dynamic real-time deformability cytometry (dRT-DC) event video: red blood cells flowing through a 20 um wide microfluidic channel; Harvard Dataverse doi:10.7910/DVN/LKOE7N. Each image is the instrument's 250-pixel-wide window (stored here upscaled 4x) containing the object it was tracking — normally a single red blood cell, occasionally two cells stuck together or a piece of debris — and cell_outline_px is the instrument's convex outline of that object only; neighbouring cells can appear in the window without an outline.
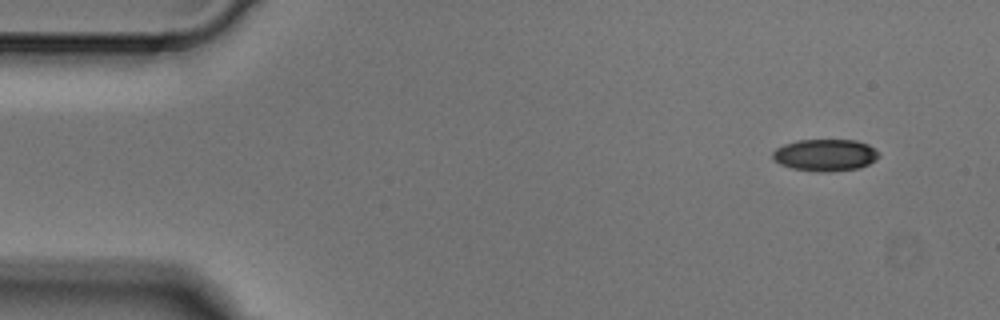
{"species": "Egyptian fruit bat (a non-hibernating species)", "species_latin": "Rousettus aegyptiacus", "temperature_condition": "cold", "stored_images_in_passage": 4, "segment_of_instrument_passage": [2, 2], "camera_frame_rate_fps": 3000, "um_per_image_px": 0.085, "animal": {"sex": "male"}, "frame": {"image": 1, "passage_image": 4, "time_ms": 1.0, "image_size_px": [1000, 320], "cell_outline_px": [[880, 156], [876, 160], [860, 168], [828, 172], [816, 172], [792, 168], [780, 164], [772, 160], [772, 152], [776, 148], [784, 144], [796, 140], [856, 140], [868, 144], [880, 152]], "centroid_in_image_um": [70.14, 13.18], "position_along_channel_um": 14.9, "area_um2": 20.06}}